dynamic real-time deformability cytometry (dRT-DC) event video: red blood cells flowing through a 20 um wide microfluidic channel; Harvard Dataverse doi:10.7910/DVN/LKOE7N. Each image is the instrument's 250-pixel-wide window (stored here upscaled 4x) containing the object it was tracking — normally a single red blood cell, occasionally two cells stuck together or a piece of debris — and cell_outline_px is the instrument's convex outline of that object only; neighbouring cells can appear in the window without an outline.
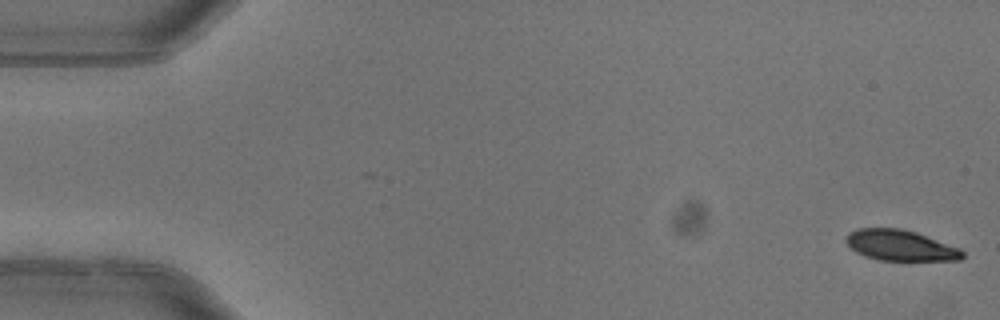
{"species": "common noctule bat (a hibernating species)", "species_latin": "Nyctalus noctula", "temperature_condition": "warm", "stored_images_in_passage": 5, "camera_frame_rate_fps": 3000, "um_per_image_px": 0.085, "animal": {"sex": "female"}, "frame": {"image": 1, "passage_image": 1, "time_ms": 0.0, "image_size_px": [1000, 320], "cell_outline_px": [[964, 256], [960, 260], [880, 260], [864, 256], [856, 252], [844, 240], [844, 236], [848, 232], [856, 228], [900, 228], [916, 232], [960, 248], [964, 252]], "centroid_in_image_um": [76.5, 20.85], "position_along_channel_um": 8.5, "area_um2": 20.92}}
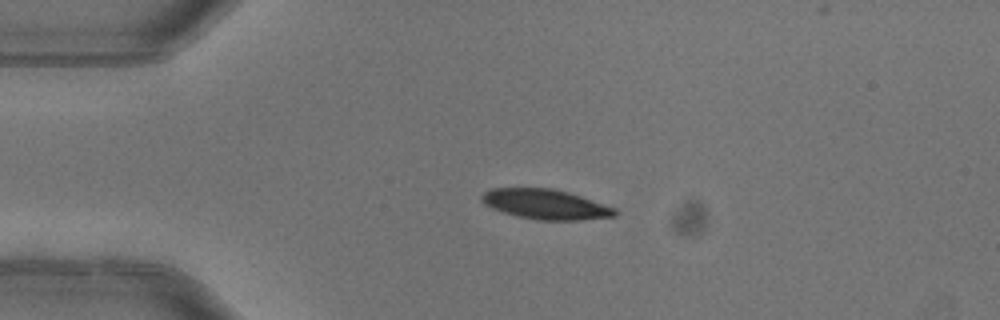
{"frame": {"image": 2, "passage_image": 4, "time_ms": 1.0, "image_size_px": [1000, 320], "cell_outline_px": [[616, 216], [576, 220], [536, 220], [504, 212], [492, 208], [484, 204], [480, 200], [480, 196], [488, 188], [552, 188], [568, 192], [616, 208]], "centroid_in_image_um": [46.33, 17.35], "position_along_channel_um": 38.7, "area_um2": 23.12}}